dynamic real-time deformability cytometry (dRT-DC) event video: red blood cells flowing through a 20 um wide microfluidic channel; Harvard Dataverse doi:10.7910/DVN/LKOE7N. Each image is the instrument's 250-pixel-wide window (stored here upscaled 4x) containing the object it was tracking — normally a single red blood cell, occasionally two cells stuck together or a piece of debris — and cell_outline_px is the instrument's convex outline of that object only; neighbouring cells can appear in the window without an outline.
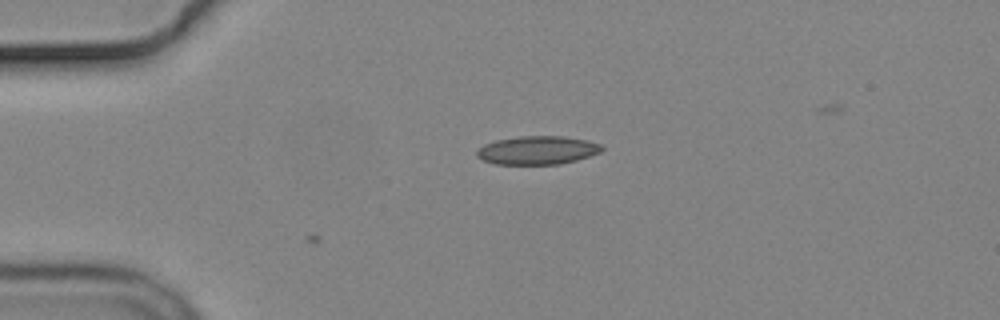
{"species": "common noctule bat (a hibernating species)", "species_latin": "Nyctalus noctula", "temperature_condition": "cold", "stored_images_in_passage": 2, "camera_frame_rate_fps": 3000, "um_per_image_px": 0.085, "animal": {"sex": "male", "body_mass_g": 19.2, "forearm_length_mm": 51.8}, "frame": {"image": 1, "passage_image": 1, "time_ms": 0.0, "image_size_px": [1000, 320], "cell_outline_px": [[604, 148], [600, 152], [576, 160], [560, 164], [496, 164], [484, 160], [476, 156], [476, 148], [484, 144], [496, 140], [520, 136], [564, 136], [588, 140], [600, 144]], "centroid_in_image_um": [45.66, 12.76], "position_along_channel_um": 39.3, "area_um2": 20.75}}